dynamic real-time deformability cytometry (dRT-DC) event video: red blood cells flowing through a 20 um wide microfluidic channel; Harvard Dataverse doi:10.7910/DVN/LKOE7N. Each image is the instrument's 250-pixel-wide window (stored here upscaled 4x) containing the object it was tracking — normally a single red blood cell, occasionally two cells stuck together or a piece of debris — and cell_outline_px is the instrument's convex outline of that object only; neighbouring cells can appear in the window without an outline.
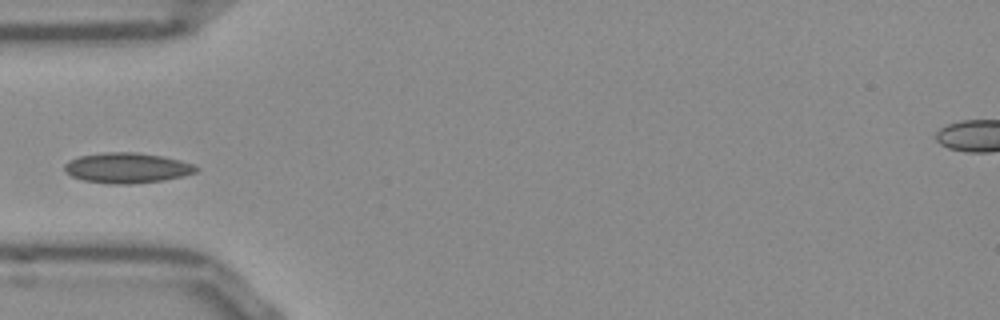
{"species": "Egyptian fruit bat (a non-hibernating species)", "species_latin": "Rousettus aegyptiacus", "temperature_condition": "room temperature", "stored_images_in_passage": 37, "camera_frame_rate_fps": 3000, "um_per_image_px": 0.085, "frame": {"image": 1, "passage_image": 1, "time_ms": 0.0, "image_size_px": [1000, 320], "cell_outline_px": [[200, 168], [196, 172], [184, 176], [164, 180], [132, 184], [112, 184], [84, 180], [72, 176], [64, 172], [64, 164], [68, 160], [80, 156], [104, 152], [136, 152], [160, 156], [180, 160], [196, 164]], "centroid_in_image_um": [10.82, 14.27], "position_along_channel_um": 74.2, "area_um2": 23.41}}
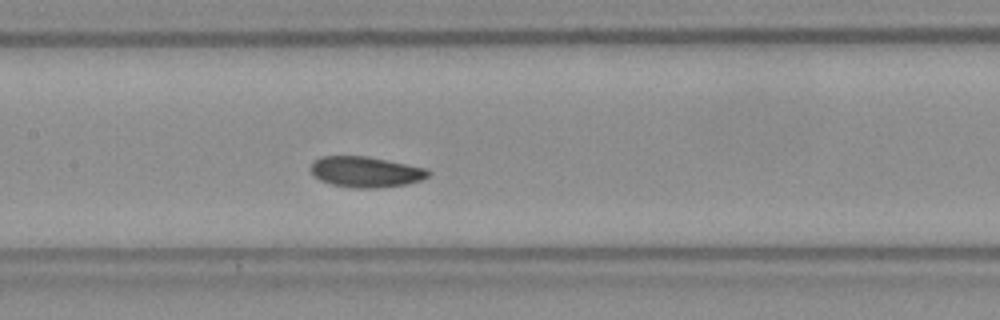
{"frame": {"image": 2, "passage_image": 9, "time_ms": 2.667, "image_size_px": [1000, 320], "cell_outline_px": [[432, 172], [428, 176], [420, 180], [404, 184], [376, 188], [352, 188], [332, 184], [320, 180], [312, 176], [308, 168], [312, 160], [320, 156], [368, 156], [428, 168]], "centroid_in_image_um": [31.03, 14.59], "position_along_channel_um": 176.4, "area_um2": 21.39}}
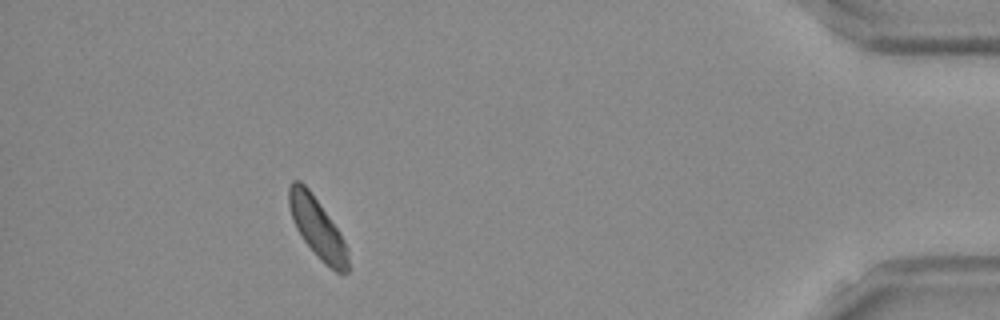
{"frame": {"image": 3, "passage_image": 32, "time_ms": 10.333, "image_size_px": [1000, 320], "cell_outline_px": [[348, 272], [340, 276], [324, 264], [320, 260], [304, 240], [296, 228], [292, 220], [288, 204], [288, 188], [292, 180], [300, 180], [308, 188], [340, 232], [348, 248]], "centroid_in_image_um": [26.98, 19.4], "position_along_channel_um": 408.2, "area_um2": 20.87}}